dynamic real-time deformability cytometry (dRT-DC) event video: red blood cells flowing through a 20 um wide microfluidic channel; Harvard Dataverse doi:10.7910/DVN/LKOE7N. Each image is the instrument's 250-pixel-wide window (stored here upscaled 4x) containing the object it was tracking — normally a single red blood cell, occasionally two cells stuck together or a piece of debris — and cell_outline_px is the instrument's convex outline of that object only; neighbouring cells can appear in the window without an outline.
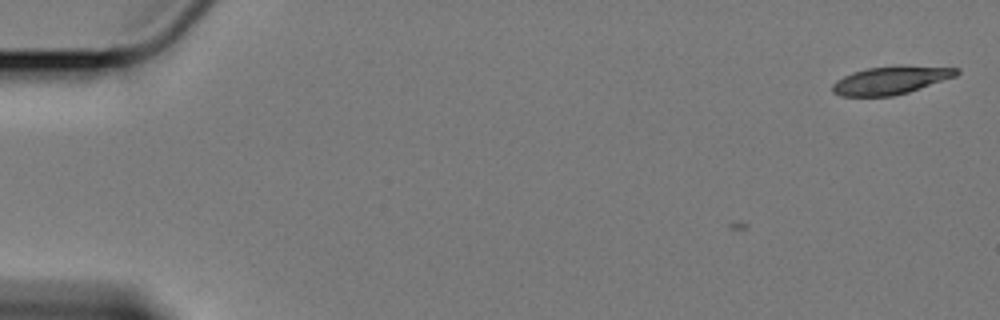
{"species": "Egyptian fruit bat (a non-hibernating species)", "species_latin": "Rousettus aegyptiacus", "temperature_condition": "cold", "stored_images_in_passage": 2, "camera_frame_rate_fps": 3000, "um_per_image_px": 0.085, "animal": {"sex": "female"}, "frame": {"image": 1, "passage_image": 2, "time_ms": 0.333, "image_size_px": [1000, 320], "cell_outline_px": [[960, 72], [956, 76], [908, 92], [892, 96], [840, 96], [832, 92], [832, 84], [836, 80], [852, 72], [868, 68], [960, 68]], "centroid_in_image_um": [75.62, 6.88], "position_along_channel_um": 9.4, "area_um2": 19.19}}